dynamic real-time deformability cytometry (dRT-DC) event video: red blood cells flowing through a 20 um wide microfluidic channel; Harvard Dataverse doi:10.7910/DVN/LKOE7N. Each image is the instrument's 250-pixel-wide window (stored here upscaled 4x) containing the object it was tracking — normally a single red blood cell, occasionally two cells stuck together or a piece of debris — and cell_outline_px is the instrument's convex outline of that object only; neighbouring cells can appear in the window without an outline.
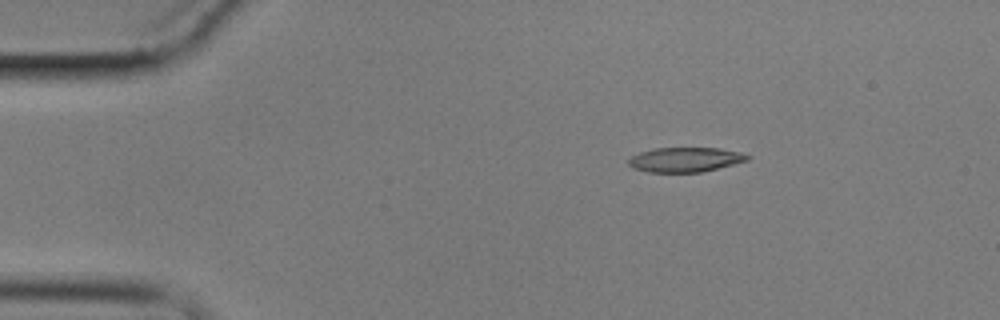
{"species": "common noctule bat (a hibernating species)", "species_latin": "Nyctalus noctula", "temperature_condition": "cold", "stored_images_in_passage": 6, "camera_frame_rate_fps": 3000, "um_per_image_px": 0.085, "animal": {"sex": "male", "body_mass_g": 17.9}, "frame": {"image": 1, "passage_image": 3, "time_ms": 2.333, "image_size_px": [1000, 320], "cell_outline_px": [[752, 156], [748, 160], [700, 172], [648, 172], [632, 168], [628, 164], [628, 160], [632, 156], [640, 152], [656, 148], [720, 148], [740, 152]], "centroid_in_image_um": [58.23, 13.56], "position_along_channel_um": 26.8, "area_um2": 16.94}}
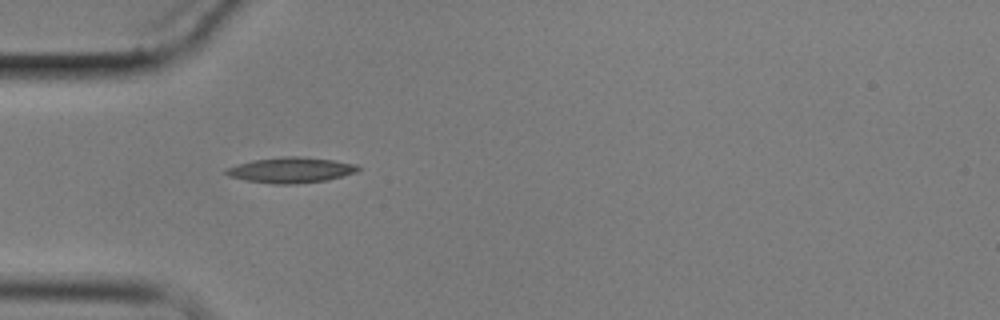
{"frame": {"image": 2, "passage_image": 5, "time_ms": 5.0, "image_size_px": [1000, 320], "cell_outline_px": [[360, 168], [356, 172], [328, 180], [296, 184], [276, 184], [244, 180], [228, 176], [224, 172], [224, 168], [236, 164], [252, 160], [280, 156], [296, 156], [332, 160], [356, 164]], "centroid_in_image_um": [24.66, 14.45], "position_along_channel_um": 60.3, "area_um2": 19.77}}
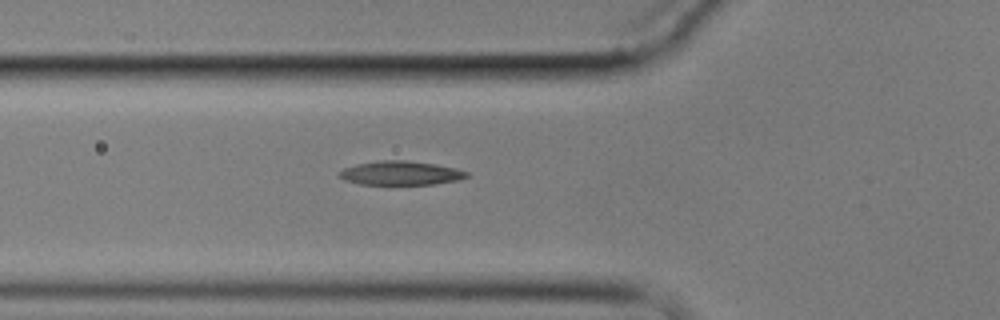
{"frame": {"image": 3, "passage_image": 6, "time_ms": 6.0, "image_size_px": [1000, 320], "cell_outline_px": [[468, 176], [460, 180], [436, 184], [360, 184], [344, 180], [336, 176], [344, 168], [360, 164], [380, 160], [408, 160], [436, 164], [456, 168], [468, 172]], "centroid_in_image_um": [34.08, 14.71], "position_along_channel_um": 91.7, "area_um2": 17.8}}